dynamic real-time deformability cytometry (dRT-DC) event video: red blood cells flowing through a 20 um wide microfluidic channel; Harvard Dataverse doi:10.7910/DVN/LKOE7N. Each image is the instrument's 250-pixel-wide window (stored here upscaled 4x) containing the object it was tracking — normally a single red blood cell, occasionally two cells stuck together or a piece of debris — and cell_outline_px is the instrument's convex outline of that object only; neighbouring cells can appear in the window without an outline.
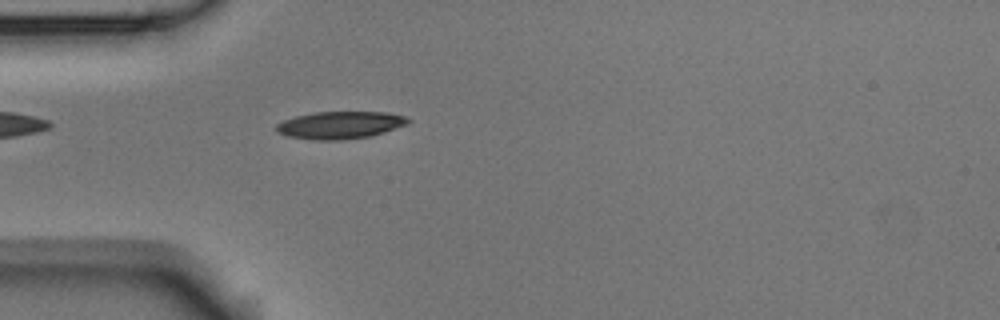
{"species": "Egyptian fruit bat (a non-hibernating species)", "species_latin": "Rousettus aegyptiacus", "temperature_condition": "room temperature", "stored_images_in_passage": 41, "camera_frame_rate_fps": 3000, "um_per_image_px": 0.085, "animal": {"sex": "male"}, "frame": {"image": 1, "passage_image": 1, "time_ms": 0.0, "image_size_px": [1000, 320], "cell_outline_px": [[412, 120], [408, 124], [372, 136], [340, 140], [316, 140], [288, 136], [276, 132], [276, 124], [284, 120], [296, 116], [316, 112], [388, 112], [404, 116]], "centroid_in_image_um": [28.93, 10.63], "position_along_channel_um": 56.1, "area_um2": 21.04}}
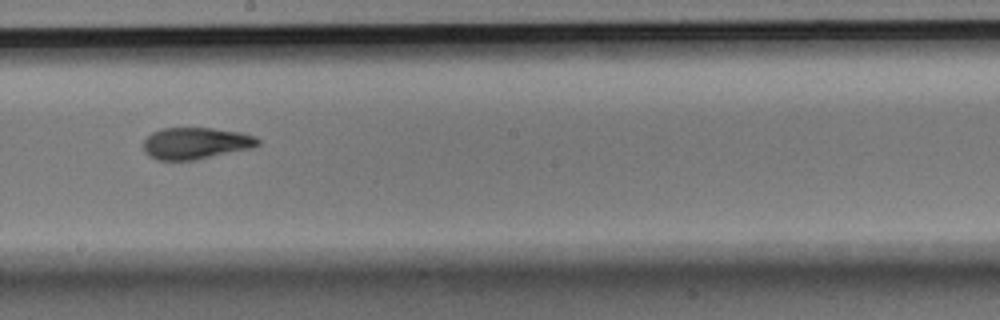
{"frame": {"image": 2, "passage_image": 16, "time_ms": 5.0, "image_size_px": [1000, 320], "cell_outline_px": [[260, 144], [252, 148], [192, 160], [156, 160], [148, 156], [144, 152], [144, 140], [152, 132], [164, 128], [212, 128], [240, 132], [256, 136], [260, 140]], "centroid_in_image_um": [16.63, 12.17], "position_along_channel_um": 231.6, "area_um2": 21.1}}
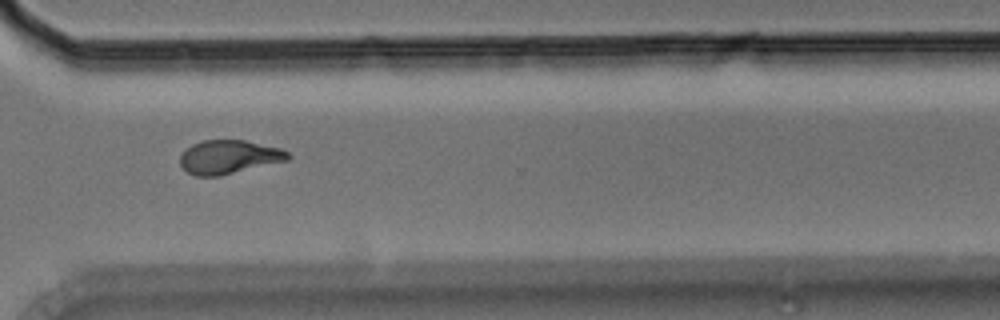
{"frame": {"image": 3, "passage_image": 26, "time_ms": 8.333, "image_size_px": [1000, 320], "cell_outline_px": [[292, 156], [288, 160], [220, 176], [196, 176], [188, 172], [180, 164], [180, 156], [192, 144], [204, 140], [244, 140], [280, 148], [288, 152]], "centroid_in_image_um": [19.47, 13.34], "position_along_channel_um": 351.1, "area_um2": 21.04}, "authors_computed_cell_mechanics": {"area_um2": 21.2126, "velocity_mm_per_s": 3.5948, "shape_relaxation_time_tau1_ms": 5.108, "shape_relaxation_time_tau2_ms": 1.7929, "deformation_change_tau1": 0.184, "deformation_change_tau2": 0.0864}}